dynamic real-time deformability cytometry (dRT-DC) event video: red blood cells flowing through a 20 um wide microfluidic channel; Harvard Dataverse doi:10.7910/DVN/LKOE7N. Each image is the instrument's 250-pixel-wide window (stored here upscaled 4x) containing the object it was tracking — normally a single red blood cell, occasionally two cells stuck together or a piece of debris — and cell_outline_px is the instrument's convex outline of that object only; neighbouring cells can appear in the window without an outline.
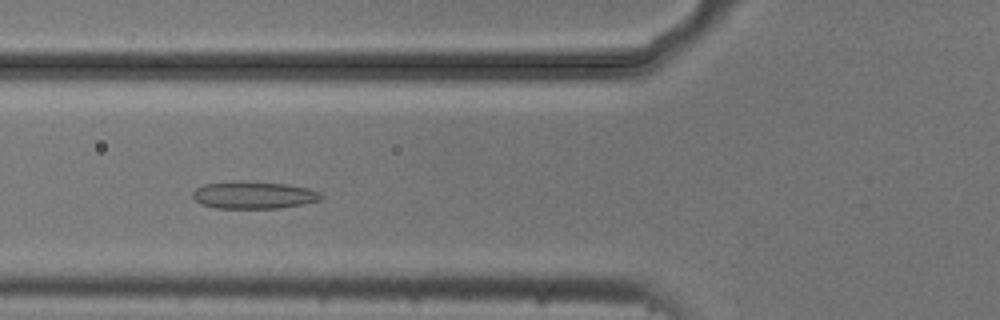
{"species": "common noctule bat (a hibernating species)", "species_latin": "Nyctalus noctula", "temperature_condition": "cold", "stored_images_in_passage": 47, "camera_frame_rate_fps": 3000, "um_per_image_px": 0.085, "animal": {"sex": "male", "body_mass_g": 20.5, "forearm_length_mm": 52.5}, "frame": {"image": 1, "passage_image": 13, "time_ms": 4.0, "image_size_px": [1000, 320], "cell_outline_px": [[324, 196], [320, 200], [280, 208], [216, 208], [200, 204], [192, 196], [192, 192], [196, 188], [204, 184], [284, 184], [308, 188], [320, 192]], "centroid_in_image_um": [21.59, 16.63], "position_along_channel_um": 104.2, "area_um2": 19.31}}
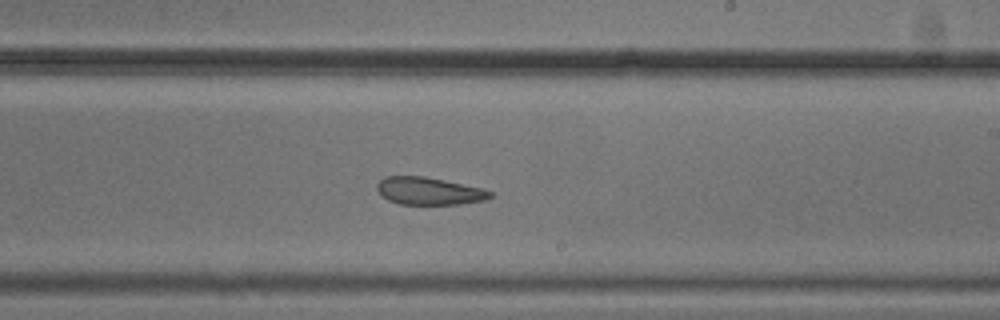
{"frame": {"image": 2, "passage_image": 25, "time_ms": 8.0, "image_size_px": [1000, 320], "cell_outline_px": [[492, 196], [484, 200], [460, 204], [400, 204], [388, 200], [380, 196], [376, 188], [376, 184], [384, 176], [424, 176], [484, 188], [492, 192]], "centroid_in_image_um": [36.43, 16.23], "position_along_channel_um": 252.6, "area_um2": 18.26}}
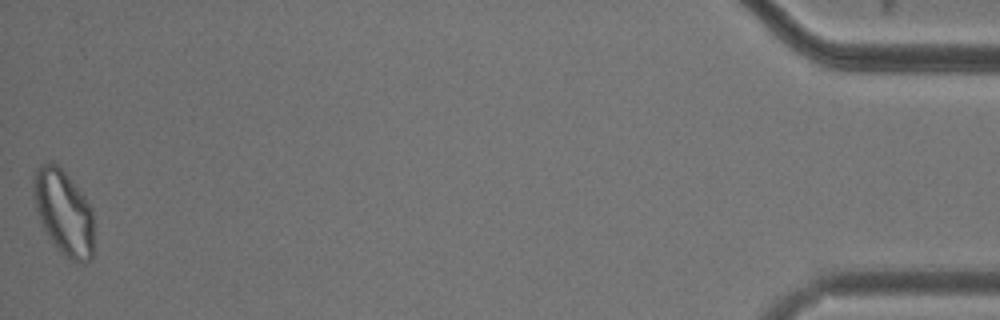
{"frame": {"image": 3, "passage_image": 47, "time_ms": 15.333, "image_size_px": [1000, 320], "cell_outline_px": [[92, 260], [84, 264], [68, 260], [56, 248], [44, 228], [36, 208], [32, 196], [32, 180], [36, 168], [40, 164], [52, 160], [64, 172], [80, 192], [92, 208]], "centroid_in_image_um": [5.38, 18.06], "position_along_channel_um": 429.8, "area_um2": 29.88}, "authors_computed_cell_mechanics": {"area_um2": 20.808, "velocity_mm_per_s": 3.6987, "shape_relaxation_time_tau1_ms": 10.3994, "shape_relaxation_time_tau2_ms": 2.5647, "deformation_change_tau1": 0.1876, "deformation_change_tau2": 0.1023}}